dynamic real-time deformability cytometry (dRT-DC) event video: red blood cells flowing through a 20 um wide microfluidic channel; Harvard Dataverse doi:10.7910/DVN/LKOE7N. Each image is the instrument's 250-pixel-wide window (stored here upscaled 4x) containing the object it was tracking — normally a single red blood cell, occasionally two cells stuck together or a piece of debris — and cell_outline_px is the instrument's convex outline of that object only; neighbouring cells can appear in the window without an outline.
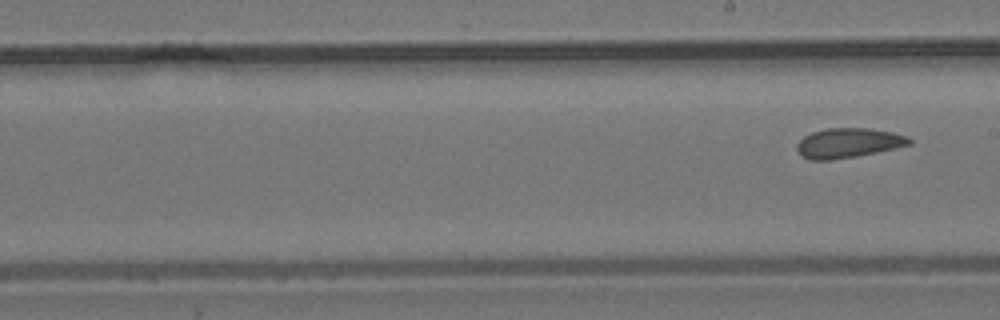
{"species": "common noctule bat (a hibernating species)", "species_latin": "Nyctalus noctula", "temperature_condition": "room temperature", "stored_images_in_passage": 9, "segment_of_instrument_passage": [2, 2], "camera_frame_rate_fps": 3000, "um_per_image_px": 0.085, "animal": {"sex": "male", "body_mass_g": 19.2, "forearm_length_mm": 51.8}, "frame": {"image": 1, "passage_image": 9, "time_ms": 2.667, "image_size_px": [1000, 320], "cell_outline_px": [[912, 144], [896, 148], [856, 156], [832, 160], [812, 160], [800, 156], [796, 148], [796, 144], [804, 136], [812, 132], [828, 128], [868, 128], [892, 132], [908, 136], [912, 140]], "centroid_in_image_um": [72.1, 12.15], "position_along_channel_um": 216.9, "area_um2": 19.54}}